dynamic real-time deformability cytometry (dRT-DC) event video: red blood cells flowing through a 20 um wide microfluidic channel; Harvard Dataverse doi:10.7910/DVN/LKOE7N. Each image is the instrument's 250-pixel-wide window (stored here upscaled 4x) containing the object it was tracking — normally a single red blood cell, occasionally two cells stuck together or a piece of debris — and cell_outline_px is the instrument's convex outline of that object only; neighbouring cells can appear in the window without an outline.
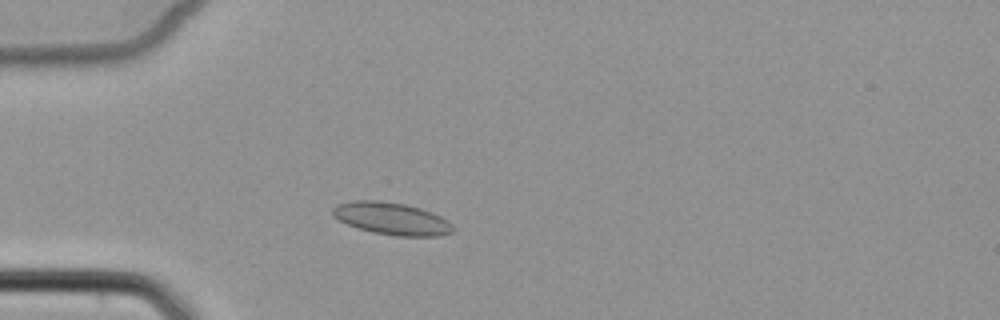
{"species": "common noctule bat (a hibernating species)", "species_latin": "Nyctalus noctula", "temperature_condition": "cold", "stored_images_in_passage": 3, "camera_frame_rate_fps": 3000, "um_per_image_px": 0.085, "animal": {"sex": "female", "body_mass_g": 22.7, "forearm_length_mm": 54.2}, "frame": {"image": 1, "passage_image": 3, "time_ms": 2.333, "image_size_px": [1000, 320], "cell_outline_px": [[456, 228], [452, 232], [440, 236], [396, 236], [372, 232], [348, 224], [332, 216], [332, 208], [336, 204], [356, 200], [380, 200], [404, 204], [420, 208], [432, 212], [448, 220]], "centroid_in_image_um": [33.31, 18.58], "position_along_channel_um": 51.7, "area_um2": 22.72}}